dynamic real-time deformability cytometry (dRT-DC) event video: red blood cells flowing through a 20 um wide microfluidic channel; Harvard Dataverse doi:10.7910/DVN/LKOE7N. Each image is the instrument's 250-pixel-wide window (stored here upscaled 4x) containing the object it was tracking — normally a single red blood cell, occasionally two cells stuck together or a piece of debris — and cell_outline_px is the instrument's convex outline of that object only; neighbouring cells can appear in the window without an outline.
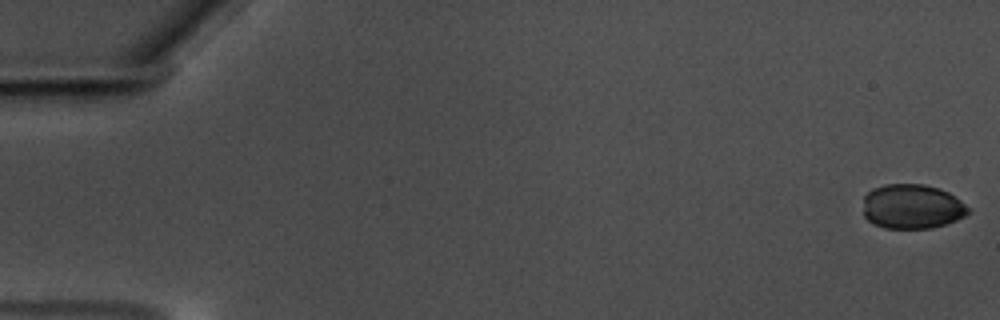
{"species": "common noctule bat (a hibernating species)", "species_latin": "Nyctalus noctula", "temperature_condition": "warm", "stored_images_in_passage": 1, "camera_frame_rate_fps": 3000, "um_per_image_px": 0.085, "animal": {"sex": "male", "body_mass_g": 17.5, "forearm_length_mm": 52.3}, "frame": {"image": 1, "passage_image": 1, "time_ms": 0.0, "image_size_px": [1000, 320], "cell_outline_px": [[968, 212], [964, 216], [956, 220], [932, 228], [884, 228], [868, 220], [864, 216], [864, 196], [872, 188], [884, 184], [924, 184], [940, 188], [956, 196], [968, 208]], "centroid_in_image_um": [77.51, 17.54], "position_along_channel_um": 7.5, "area_um2": 27.28}}